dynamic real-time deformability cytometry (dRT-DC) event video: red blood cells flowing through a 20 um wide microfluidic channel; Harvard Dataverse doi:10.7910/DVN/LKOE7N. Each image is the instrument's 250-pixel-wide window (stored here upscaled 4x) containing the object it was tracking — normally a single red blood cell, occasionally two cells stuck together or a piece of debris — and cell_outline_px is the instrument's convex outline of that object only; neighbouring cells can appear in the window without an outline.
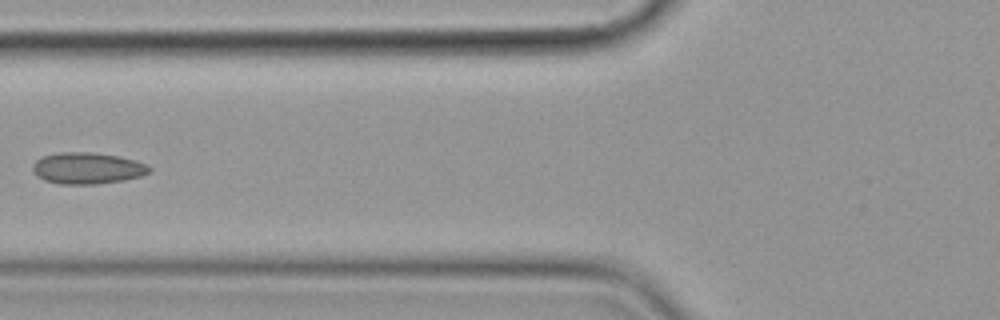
{"species": "common noctule bat (a hibernating species)", "species_latin": "Nyctalus noctula", "temperature_condition": "cold", "stored_images_in_passage": 7, "camera_frame_rate_fps": 3000, "um_per_image_px": 0.085, "animal": {"sex": "female", "body_mass_g": 19.9}, "frame": {"image": 1, "passage_image": 5, "time_ms": 5.667, "image_size_px": [1000, 320], "cell_outline_px": [[152, 168], [148, 172], [140, 176], [124, 180], [96, 184], [60, 184], [44, 180], [36, 176], [32, 168], [32, 164], [36, 160], [44, 156], [60, 152], [92, 152], [116, 156], [136, 160], [148, 164]], "centroid_in_image_um": [7.42, 14.3], "position_along_channel_um": 118.4, "area_um2": 21.39}}
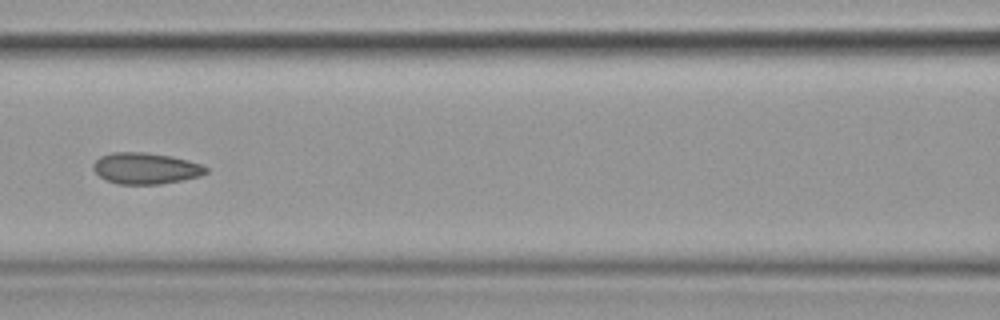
{"frame": {"image": 2, "passage_image": 6, "time_ms": 6.667, "image_size_px": [1000, 320], "cell_outline_px": [[208, 172], [200, 176], [160, 184], [116, 184], [100, 176], [92, 168], [92, 164], [100, 156], [112, 152], [144, 152], [172, 156], [188, 160], [200, 164], [208, 168]], "centroid_in_image_um": [12.37, 14.3], "position_along_channel_um": 154.2, "area_um2": 20.52}}
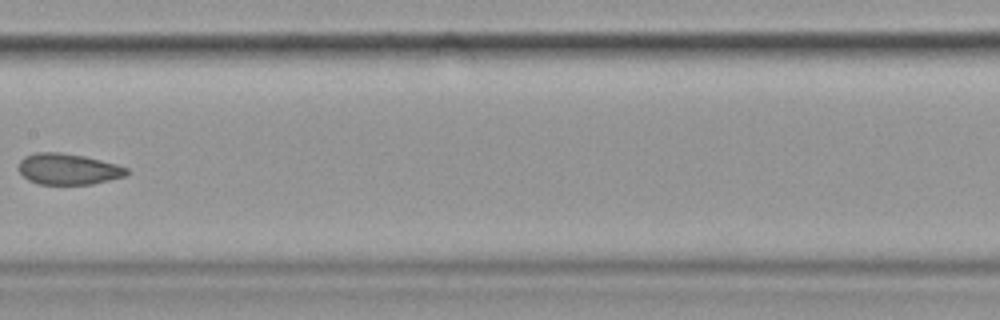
{"frame": {"image": 3, "passage_image": 7, "time_ms": 8.0, "image_size_px": [1000, 320], "cell_outline_px": [[128, 172], [124, 176], [92, 184], [40, 184], [28, 180], [20, 172], [20, 160], [24, 156], [36, 152], [60, 152], [84, 156], [116, 164], [128, 168]], "centroid_in_image_um": [5.78, 14.36], "position_along_channel_um": 201.6, "area_um2": 19.36}}